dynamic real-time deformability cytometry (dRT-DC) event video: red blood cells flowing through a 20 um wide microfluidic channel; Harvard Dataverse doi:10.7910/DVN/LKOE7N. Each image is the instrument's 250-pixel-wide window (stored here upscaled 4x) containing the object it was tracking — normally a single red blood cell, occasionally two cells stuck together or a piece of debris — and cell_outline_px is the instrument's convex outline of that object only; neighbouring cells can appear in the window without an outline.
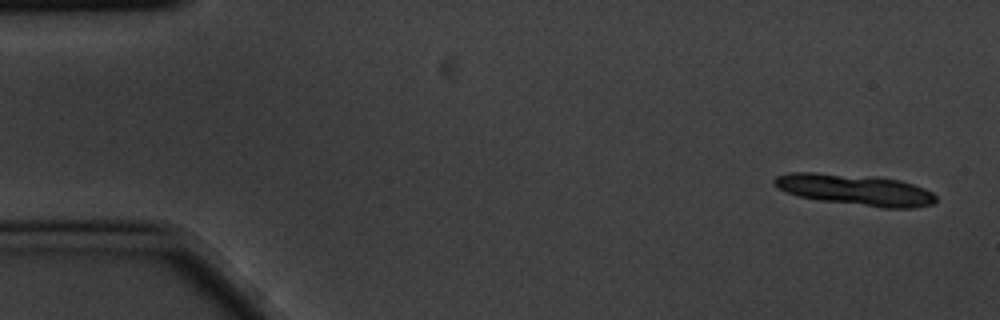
{"species": "common noctule bat (a hibernating species)", "species_latin": "Nyctalus noctula", "temperature_condition": "cold", "stored_images_in_passage": 5, "camera_frame_rate_fps": 3000, "um_per_image_px": 0.085, "animal": {"sex": "male", "body_mass_g": 20.1, "forearm_length_mm": 53.5}, "frame": {"image": 1, "passage_image": 1, "time_ms": 0.0, "image_size_px": [1000, 320], "cell_outline_px": [[936, 200], [932, 204], [912, 208], [884, 208], [820, 200], [796, 196], [784, 192], [776, 188], [772, 180], [776, 176], [792, 172], [816, 172], [872, 176], [900, 180], [924, 188], [932, 192], [936, 196]], "centroid_in_image_um": [72.65, 16.13], "position_along_channel_um": 12.4, "area_um2": 29.48}}